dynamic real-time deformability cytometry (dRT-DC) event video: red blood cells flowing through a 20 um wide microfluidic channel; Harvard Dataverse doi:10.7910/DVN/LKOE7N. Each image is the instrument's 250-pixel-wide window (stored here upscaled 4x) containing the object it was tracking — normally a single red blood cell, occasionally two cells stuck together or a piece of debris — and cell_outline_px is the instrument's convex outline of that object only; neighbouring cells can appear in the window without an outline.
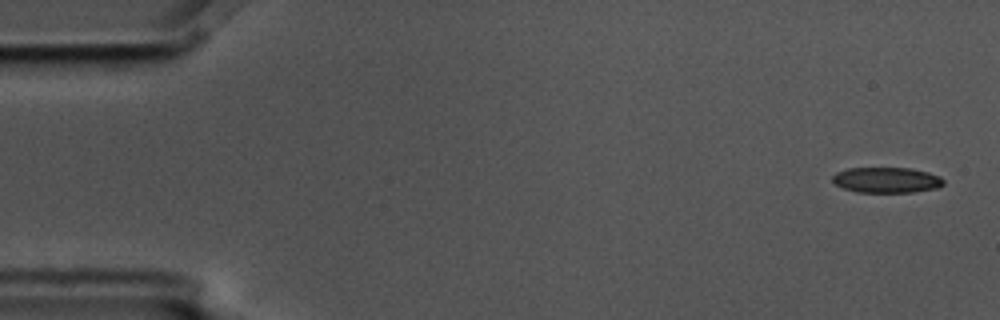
{"species": "common noctule bat (a hibernating species)", "species_latin": "Nyctalus noctula", "temperature_condition": "cold", "stored_images_in_passage": 4, "camera_frame_rate_fps": 3000, "um_per_image_px": 0.085, "animal": {"sex": "male", "body_mass_g": 17.5, "forearm_length_mm": 52.3}, "frame": {"image": 1, "passage_image": 1, "time_ms": 0.0, "image_size_px": [1000, 320], "cell_outline_px": [[944, 184], [936, 188], [912, 192], [856, 192], [844, 188], [836, 184], [832, 180], [832, 176], [836, 172], [848, 168], [912, 168], [928, 172], [940, 176], [944, 180]], "centroid_in_image_um": [75.36, 15.29], "position_along_channel_um": 9.6, "area_um2": 16.53}}
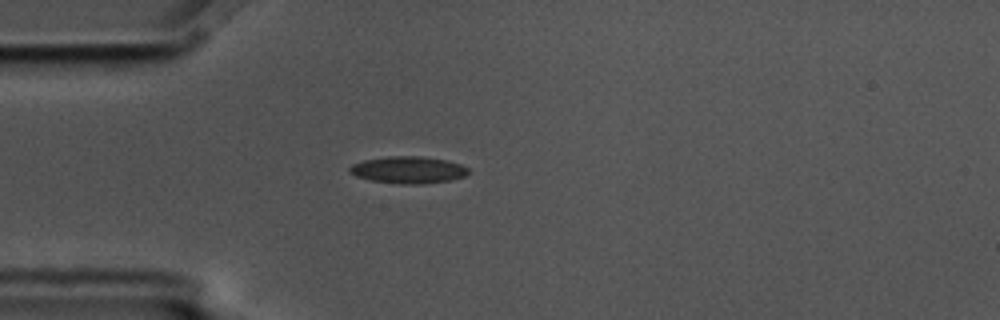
{"frame": {"image": 2, "passage_image": 4, "time_ms": 1.0, "image_size_px": [1000, 320], "cell_outline_px": [[468, 172], [464, 176], [448, 180], [424, 184], [400, 184], [372, 180], [356, 176], [348, 172], [348, 168], [352, 164], [364, 160], [388, 156], [420, 156], [444, 160], [460, 164], [468, 168]], "centroid_in_image_um": [34.66, 14.44], "position_along_channel_um": 50.3, "area_um2": 18.5}}